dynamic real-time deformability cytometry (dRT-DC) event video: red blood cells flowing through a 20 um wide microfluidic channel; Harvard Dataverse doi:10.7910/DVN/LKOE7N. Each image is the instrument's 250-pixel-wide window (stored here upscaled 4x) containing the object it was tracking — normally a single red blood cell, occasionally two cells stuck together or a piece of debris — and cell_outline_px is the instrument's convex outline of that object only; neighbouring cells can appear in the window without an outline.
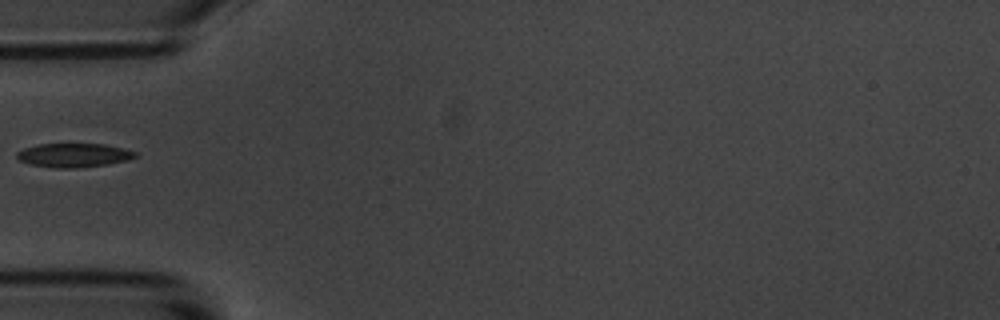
{"species": "common noctule bat (a hibernating species)", "species_latin": "Nyctalus noctula", "temperature_condition": "room temperature", "stored_images_in_passage": 11, "camera_frame_rate_fps": 3000, "um_per_image_px": 0.085, "animal": {"sex": "male", "body_mass_g": 20.1, "forearm_length_mm": 53.5}, "frame": {"image": 1, "passage_image": 1, "time_ms": 0.0, "image_size_px": [1000, 320], "cell_outline_px": [[136, 156], [128, 160], [108, 164], [76, 168], [56, 168], [32, 164], [20, 160], [16, 156], [16, 152], [24, 148], [40, 144], [104, 144], [124, 148], [136, 152]], "centroid_in_image_um": [6.28, 13.19], "position_along_channel_um": 78.7, "area_um2": 16.36}}
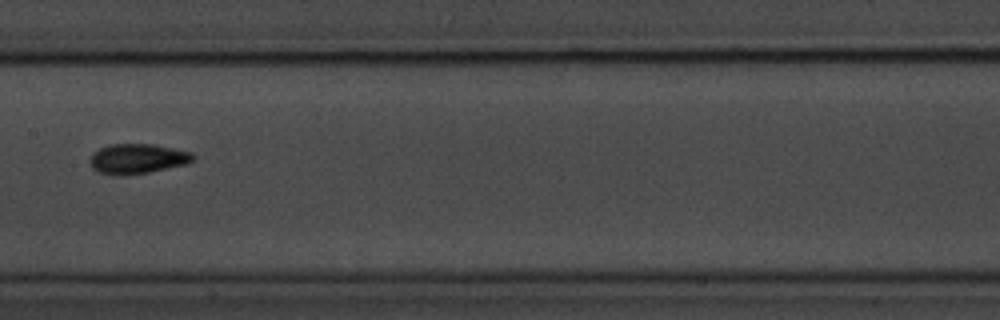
{"frame": {"image": 2, "passage_image": 4, "time_ms": 3.333, "image_size_px": [1000, 320], "cell_outline_px": [[196, 160], [188, 164], [148, 172], [120, 176], [100, 172], [92, 168], [88, 160], [92, 152], [108, 144], [152, 144], [192, 152], [196, 156]], "centroid_in_image_um": [11.69, 13.49], "position_along_channel_um": 195.7, "area_um2": 18.21}}
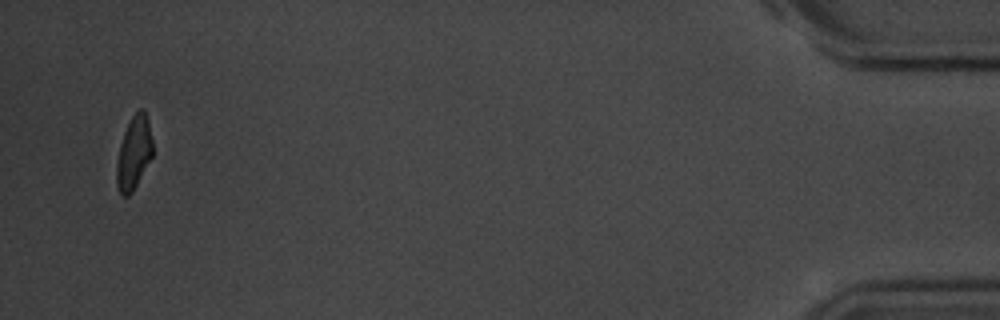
{"frame": {"image": 3, "passage_image": 11, "time_ms": 12.333, "image_size_px": [1000, 320], "cell_outline_px": [[152, 156], [132, 192], [128, 196], [120, 196], [116, 184], [116, 164], [120, 144], [124, 132], [132, 116], [140, 108], [144, 108], [148, 120], [152, 140]], "centroid_in_image_um": [11.36, 13.01], "position_along_channel_um": 423.8, "area_um2": 15.32}}